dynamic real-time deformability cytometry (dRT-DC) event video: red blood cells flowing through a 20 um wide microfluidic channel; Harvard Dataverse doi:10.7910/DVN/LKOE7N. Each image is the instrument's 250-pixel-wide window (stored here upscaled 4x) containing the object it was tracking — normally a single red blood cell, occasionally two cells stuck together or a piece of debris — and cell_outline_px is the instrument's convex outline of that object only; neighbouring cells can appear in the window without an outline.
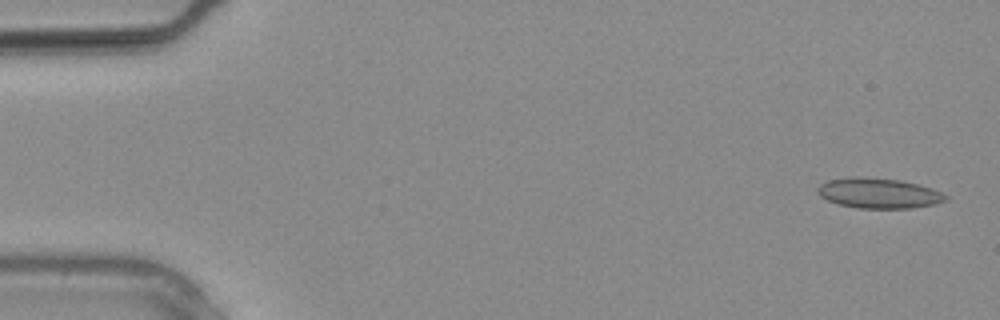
{"species": "common noctule bat (a hibernating species)", "species_latin": "Nyctalus noctula", "temperature_condition": "warm", "stored_images_in_passage": 13, "camera_frame_rate_fps": 3000, "um_per_image_px": 0.085, "animal": {"sex": "male", "body_mass_g": 20.4}, "frame": {"image": 1, "passage_image": 1, "time_ms": 0.0, "image_size_px": [1000, 320], "cell_outline_px": [[948, 200], [936, 204], [912, 208], [860, 208], [840, 204], [828, 200], [820, 196], [816, 192], [816, 188], [820, 184], [828, 180], [856, 176], [900, 180], [932, 188], [948, 196]], "centroid_in_image_um": [74.69, 16.42], "position_along_channel_um": 10.3, "area_um2": 22.48}}
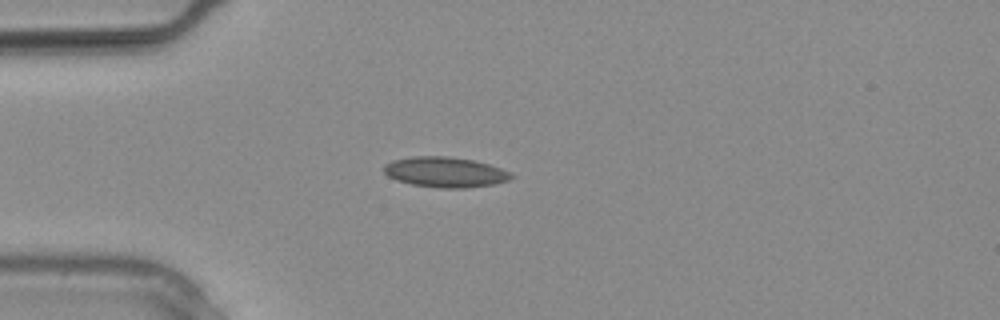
{"frame": {"image": 2, "passage_image": 7, "time_ms": 2.0, "image_size_px": [1000, 320], "cell_outline_px": [[516, 176], [508, 180], [492, 184], [464, 188], [440, 188], [412, 184], [396, 180], [388, 176], [384, 172], [384, 164], [392, 160], [412, 156], [448, 156], [476, 160], [512, 172]], "centroid_in_image_um": [37.84, 14.62], "position_along_channel_um": 47.2, "area_um2": 22.6}}
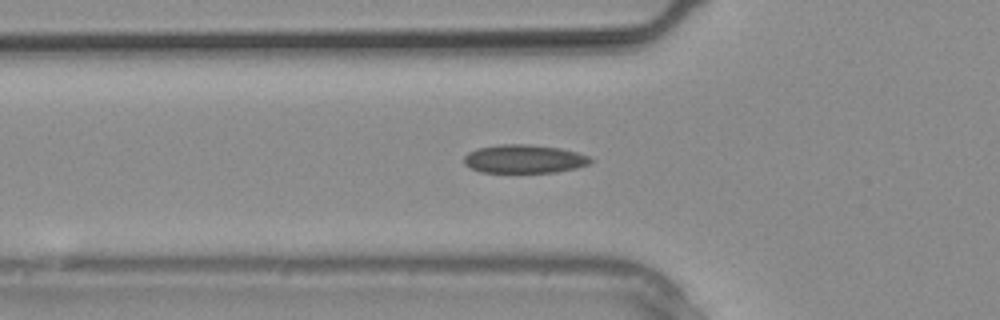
{"frame": {"image": 3, "passage_image": 9, "time_ms": 2.667, "image_size_px": [1000, 320], "cell_outline_px": [[592, 160], [588, 164], [576, 168], [556, 172], [480, 172], [464, 164], [464, 156], [468, 152], [476, 148], [500, 144], [528, 144], [560, 148], [576, 152], [588, 156]], "centroid_in_image_um": [44.52, 13.5], "position_along_channel_um": 81.3, "area_um2": 20.92}}